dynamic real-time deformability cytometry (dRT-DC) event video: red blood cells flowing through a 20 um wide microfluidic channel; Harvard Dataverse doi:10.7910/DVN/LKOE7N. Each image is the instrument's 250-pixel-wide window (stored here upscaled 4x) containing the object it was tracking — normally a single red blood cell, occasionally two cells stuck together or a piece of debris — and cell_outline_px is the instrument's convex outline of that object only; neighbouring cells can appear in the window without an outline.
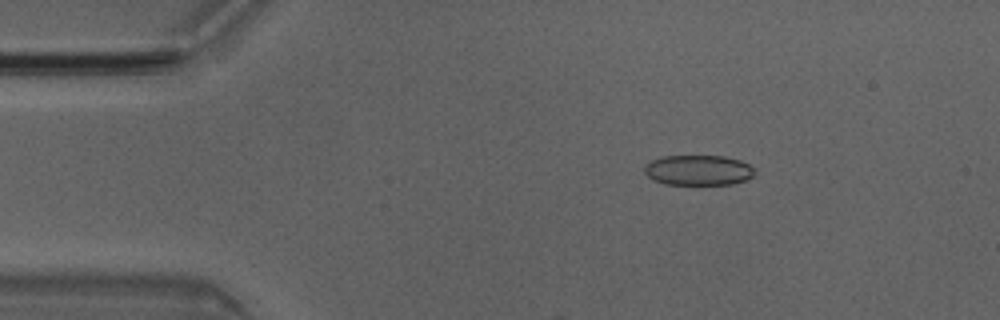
{"species": "Egyptian fruit bat (a non-hibernating species)", "species_latin": "Rousettus aegyptiacus", "temperature_condition": "room temperature", "stored_images_in_passage": 5, "camera_frame_rate_fps": 3000, "um_per_image_px": 0.085, "animal": {"sex": "male"}, "frame": {"image": 1, "passage_image": 1, "time_ms": 0.0, "image_size_px": [1000, 320], "cell_outline_px": [[752, 176], [744, 180], [732, 184], [664, 184], [648, 176], [644, 172], [644, 168], [652, 160], [664, 156], [724, 156], [740, 160], [748, 164], [752, 168]], "centroid_in_image_um": [59.34, 14.46], "position_along_channel_um": 25.7, "area_um2": 19.07}}